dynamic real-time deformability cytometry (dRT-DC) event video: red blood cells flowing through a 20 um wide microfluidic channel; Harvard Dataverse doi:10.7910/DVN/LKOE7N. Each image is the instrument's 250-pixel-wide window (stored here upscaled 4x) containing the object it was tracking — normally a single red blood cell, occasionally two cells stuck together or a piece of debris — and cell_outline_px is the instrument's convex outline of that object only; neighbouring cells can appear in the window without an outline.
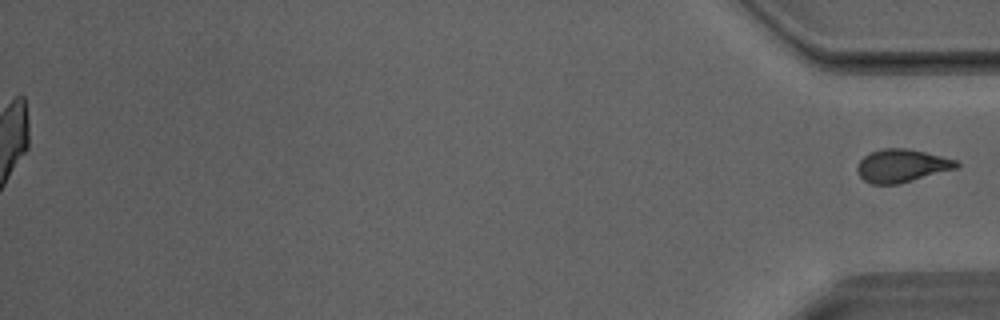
{"species": "Egyptian fruit bat (a non-hibernating species)", "species_latin": "Rousettus aegyptiacus", "temperature_condition": "room temperature", "stored_images_in_passage": 40, "segment_of_instrument_passage": [2, 2], "camera_frame_rate_fps": 3000, "um_per_image_px": 0.085, "animal": {"sex": "male"}, "frame": {"image": 1, "passage_image": 40, "time_ms": 13.0, "image_size_px": [1000, 320], "cell_outline_px": [[960, 168], [900, 184], [872, 184], [864, 180], [856, 172], [856, 168], [860, 160], [864, 156], [872, 152], [884, 148], [908, 148], [956, 160], [960, 164]], "centroid_in_image_um": [76.67, 14.1], "position_along_channel_um": 358.5, "area_um2": 19.25}}